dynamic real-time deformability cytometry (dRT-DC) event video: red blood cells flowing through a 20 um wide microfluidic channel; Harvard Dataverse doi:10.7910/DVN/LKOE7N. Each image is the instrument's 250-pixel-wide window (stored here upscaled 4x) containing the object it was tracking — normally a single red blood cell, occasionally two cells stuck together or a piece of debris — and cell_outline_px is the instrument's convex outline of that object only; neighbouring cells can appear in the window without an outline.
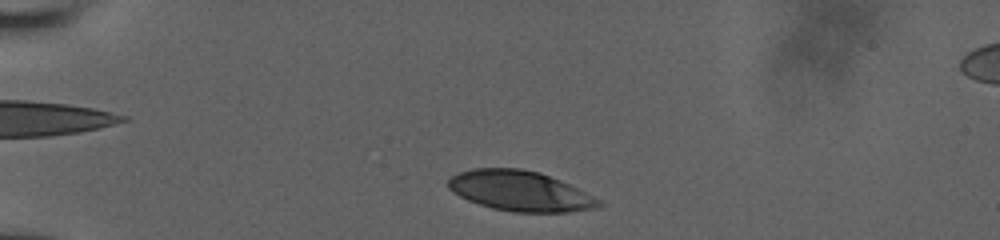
{"species": "human", "species_latin": "Homo sapiens", "temperature_condition": "room temperature", "stored_images_in_passage": 13, "camera_frame_rate_fps": 3000, "um_per_image_px": 0.085, "donor": {"sex": "male"}, "frame": {"image": 1, "passage_image": 3, "time_ms": 0.667, "image_size_px": [1000, 240], "cell_outline_px": [[604, 204], [600, 208], [568, 212], [512, 212], [492, 208], [468, 200], [452, 192], [448, 188], [448, 180], [452, 176], [460, 172], [476, 168], [520, 168], [540, 172], [568, 184], [600, 200]], "centroid_in_image_um": [44.21, 16.24], "position_along_channel_um": 40.8, "area_um2": 35.08}}
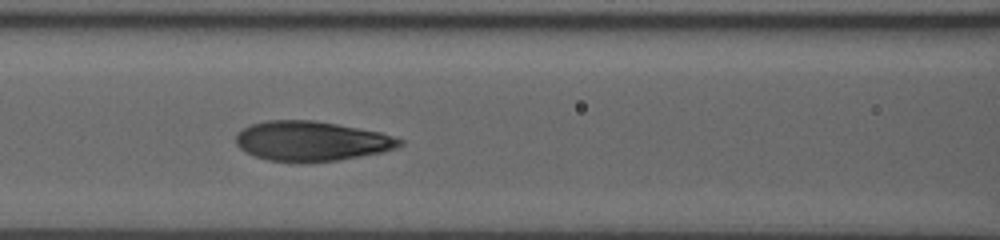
{"frame": {"image": 2, "passage_image": 12, "time_ms": 4.667, "image_size_px": [1000, 240], "cell_outline_px": [[404, 144], [396, 148], [384, 152], [340, 160], [308, 164], [300, 164], [268, 160], [256, 156], [240, 148], [236, 144], [236, 136], [244, 128], [252, 124], [268, 120], [312, 120], [336, 124], [380, 132], [404, 140]], "centroid_in_image_um": [26.51, 12.02], "position_along_channel_um": 140.1, "area_um2": 38.32}}
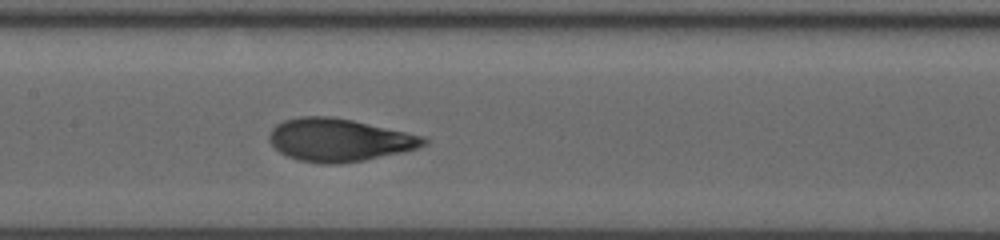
{"frame": {"image": 3, "passage_image": 13, "time_ms": 5.667, "image_size_px": [1000, 240], "cell_outline_px": [[428, 140], [424, 144], [416, 148], [400, 152], [364, 160], [340, 164], [320, 164], [300, 160], [288, 156], [280, 152], [268, 140], [268, 136], [272, 128], [276, 124], [284, 120], [300, 116], [328, 116], [352, 120], [424, 136]], "centroid_in_image_um": [28.78, 11.89], "position_along_channel_um": 178.6, "area_um2": 38.26}}